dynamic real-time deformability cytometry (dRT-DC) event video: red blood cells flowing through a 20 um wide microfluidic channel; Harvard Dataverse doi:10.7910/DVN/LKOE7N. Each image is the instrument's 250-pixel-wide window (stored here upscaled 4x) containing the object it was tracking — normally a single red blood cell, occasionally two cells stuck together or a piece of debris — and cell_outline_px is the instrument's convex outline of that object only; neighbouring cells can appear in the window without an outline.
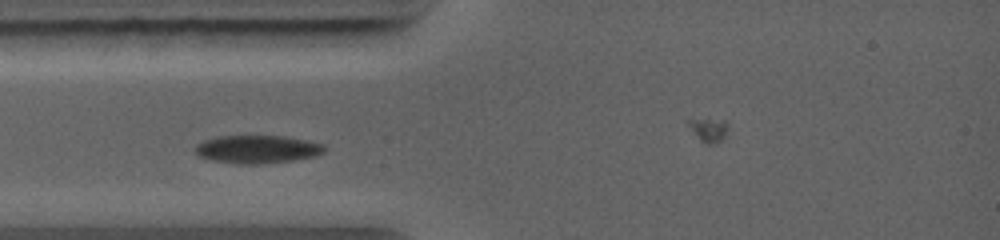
{"species": "common noctule bat (a hibernating species)", "species_latin": "Nyctalus noctula", "temperature_condition": "warm", "stored_images_in_passage": 12, "camera_frame_rate_fps": 5000, "um_per_image_px": 0.085, "animal": {"sex": "female", "body_mass_g": 19.0, "forearm_length_mm": 56.7}, "frame": {"image": 1, "passage_image": 4, "time_ms": 1.6, "image_size_px": [1000, 240], "cell_outline_px": [[324, 152], [316, 156], [292, 160], [260, 164], [236, 164], [212, 160], [196, 156], [192, 152], [192, 148], [196, 144], [204, 140], [216, 136], [284, 136], [308, 140], [324, 144]], "centroid_in_image_um": [21.79, 12.69], "position_along_channel_um": 63.2, "area_um2": 21.44}}
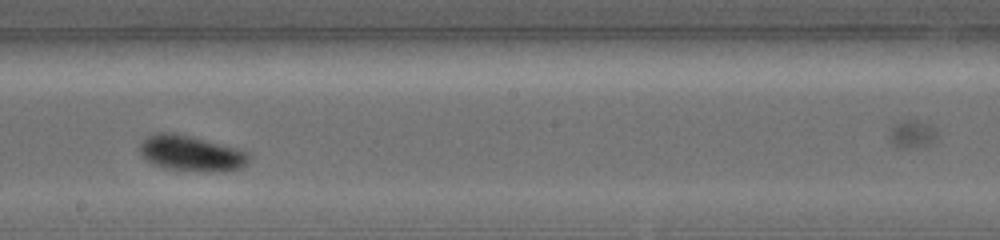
{"frame": {"image": 2, "passage_image": 9, "time_ms": 5.2, "image_size_px": [1000, 240], "cell_outline_px": [[252, 156], [248, 164], [240, 168], [224, 172], [208, 172], [164, 168], [140, 156], [140, 144], [148, 136], [156, 132], [176, 132], [192, 136], [236, 148], [248, 152]], "centroid_in_image_um": [16.29, 13.03], "position_along_channel_um": 231.9, "area_um2": 22.89}}